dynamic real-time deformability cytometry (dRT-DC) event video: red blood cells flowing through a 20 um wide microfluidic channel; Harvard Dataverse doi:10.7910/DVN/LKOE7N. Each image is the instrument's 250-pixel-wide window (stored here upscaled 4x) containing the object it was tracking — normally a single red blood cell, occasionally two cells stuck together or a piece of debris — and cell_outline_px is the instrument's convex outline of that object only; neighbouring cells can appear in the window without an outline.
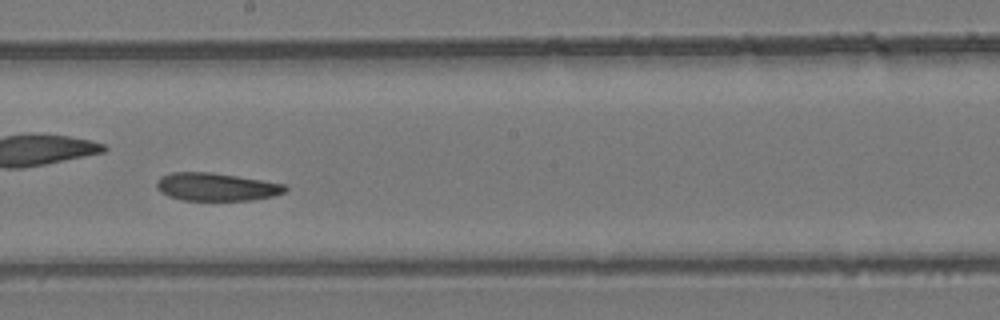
{"species": "common noctule bat (a hibernating species)", "species_latin": "Nyctalus noctula", "temperature_condition": "room temperature", "stored_images_in_passage": 43, "camera_frame_rate_fps": 3000, "um_per_image_px": 0.085, "animal": {"sex": "female", "body_mass_g": 24.6, "forearm_length_mm": 56.2}, "frame": {"image": 1, "passage_image": 25, "time_ms": 8.0, "image_size_px": [1000, 320], "cell_outline_px": [[288, 188], [284, 192], [272, 196], [252, 200], [184, 200], [168, 196], [160, 192], [156, 188], [156, 180], [160, 176], [172, 172], [212, 172], [284, 184]], "centroid_in_image_um": [18.32, 15.88], "position_along_channel_um": 229.9, "area_um2": 20.87}}